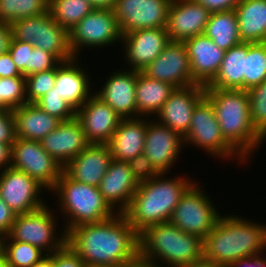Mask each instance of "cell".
Wrapping results in <instances>:
<instances>
[{"label": "cell", "mask_w": 266, "mask_h": 267, "mask_svg": "<svg viewBox=\"0 0 266 267\" xmlns=\"http://www.w3.org/2000/svg\"><path fill=\"white\" fill-rule=\"evenodd\" d=\"M16 139L13 110L0 111V142L14 143Z\"/></svg>", "instance_id": "cell-45"}, {"label": "cell", "mask_w": 266, "mask_h": 267, "mask_svg": "<svg viewBox=\"0 0 266 267\" xmlns=\"http://www.w3.org/2000/svg\"><path fill=\"white\" fill-rule=\"evenodd\" d=\"M49 0H0V23L10 25L16 20L48 12Z\"/></svg>", "instance_id": "cell-34"}, {"label": "cell", "mask_w": 266, "mask_h": 267, "mask_svg": "<svg viewBox=\"0 0 266 267\" xmlns=\"http://www.w3.org/2000/svg\"><path fill=\"white\" fill-rule=\"evenodd\" d=\"M33 48L31 43L11 40L8 49L12 60L24 77L27 76V65H29L30 51Z\"/></svg>", "instance_id": "cell-42"}, {"label": "cell", "mask_w": 266, "mask_h": 267, "mask_svg": "<svg viewBox=\"0 0 266 267\" xmlns=\"http://www.w3.org/2000/svg\"><path fill=\"white\" fill-rule=\"evenodd\" d=\"M247 42L225 51L220 69L205 89H242L245 90V66Z\"/></svg>", "instance_id": "cell-30"}, {"label": "cell", "mask_w": 266, "mask_h": 267, "mask_svg": "<svg viewBox=\"0 0 266 267\" xmlns=\"http://www.w3.org/2000/svg\"><path fill=\"white\" fill-rule=\"evenodd\" d=\"M1 99L13 110L27 103L25 77L0 78Z\"/></svg>", "instance_id": "cell-40"}, {"label": "cell", "mask_w": 266, "mask_h": 267, "mask_svg": "<svg viewBox=\"0 0 266 267\" xmlns=\"http://www.w3.org/2000/svg\"><path fill=\"white\" fill-rule=\"evenodd\" d=\"M2 254V237L0 236V255Z\"/></svg>", "instance_id": "cell-58"}, {"label": "cell", "mask_w": 266, "mask_h": 267, "mask_svg": "<svg viewBox=\"0 0 266 267\" xmlns=\"http://www.w3.org/2000/svg\"><path fill=\"white\" fill-rule=\"evenodd\" d=\"M128 164L133 176L138 180L139 183L159 175V173L152 166L151 161L144 153L137 155L133 159H130Z\"/></svg>", "instance_id": "cell-43"}, {"label": "cell", "mask_w": 266, "mask_h": 267, "mask_svg": "<svg viewBox=\"0 0 266 267\" xmlns=\"http://www.w3.org/2000/svg\"><path fill=\"white\" fill-rule=\"evenodd\" d=\"M175 89L168 82L152 79L137 71L135 88L136 118L155 116Z\"/></svg>", "instance_id": "cell-29"}, {"label": "cell", "mask_w": 266, "mask_h": 267, "mask_svg": "<svg viewBox=\"0 0 266 267\" xmlns=\"http://www.w3.org/2000/svg\"><path fill=\"white\" fill-rule=\"evenodd\" d=\"M53 267H87V265L68 243H65L53 252Z\"/></svg>", "instance_id": "cell-44"}, {"label": "cell", "mask_w": 266, "mask_h": 267, "mask_svg": "<svg viewBox=\"0 0 266 267\" xmlns=\"http://www.w3.org/2000/svg\"><path fill=\"white\" fill-rule=\"evenodd\" d=\"M184 43L188 50L193 80L207 86L217 75L225 51L205 34L188 38Z\"/></svg>", "instance_id": "cell-24"}, {"label": "cell", "mask_w": 266, "mask_h": 267, "mask_svg": "<svg viewBox=\"0 0 266 267\" xmlns=\"http://www.w3.org/2000/svg\"><path fill=\"white\" fill-rule=\"evenodd\" d=\"M11 167L31 176L49 192L63 172V167L43 149L41 142L20 138L12 144Z\"/></svg>", "instance_id": "cell-12"}, {"label": "cell", "mask_w": 266, "mask_h": 267, "mask_svg": "<svg viewBox=\"0 0 266 267\" xmlns=\"http://www.w3.org/2000/svg\"><path fill=\"white\" fill-rule=\"evenodd\" d=\"M148 119H122L107 144L112 160L128 162L144 150Z\"/></svg>", "instance_id": "cell-27"}, {"label": "cell", "mask_w": 266, "mask_h": 267, "mask_svg": "<svg viewBox=\"0 0 266 267\" xmlns=\"http://www.w3.org/2000/svg\"><path fill=\"white\" fill-rule=\"evenodd\" d=\"M121 39L112 9H93L69 31V47L75 58L83 48L110 47L115 42L122 44Z\"/></svg>", "instance_id": "cell-11"}, {"label": "cell", "mask_w": 266, "mask_h": 267, "mask_svg": "<svg viewBox=\"0 0 266 267\" xmlns=\"http://www.w3.org/2000/svg\"><path fill=\"white\" fill-rule=\"evenodd\" d=\"M138 240L139 255L161 267L162 264L179 267L203 260V239L183 232L171 222L148 226L138 234Z\"/></svg>", "instance_id": "cell-5"}, {"label": "cell", "mask_w": 266, "mask_h": 267, "mask_svg": "<svg viewBox=\"0 0 266 267\" xmlns=\"http://www.w3.org/2000/svg\"><path fill=\"white\" fill-rule=\"evenodd\" d=\"M164 175L159 174L140 182L128 208L123 212L138 234L148 226L169 222L181 196L195 182L191 177L181 175L169 178Z\"/></svg>", "instance_id": "cell-3"}, {"label": "cell", "mask_w": 266, "mask_h": 267, "mask_svg": "<svg viewBox=\"0 0 266 267\" xmlns=\"http://www.w3.org/2000/svg\"><path fill=\"white\" fill-rule=\"evenodd\" d=\"M66 243L87 267H123L139 254L138 233L123 213L71 228Z\"/></svg>", "instance_id": "cell-1"}, {"label": "cell", "mask_w": 266, "mask_h": 267, "mask_svg": "<svg viewBox=\"0 0 266 267\" xmlns=\"http://www.w3.org/2000/svg\"><path fill=\"white\" fill-rule=\"evenodd\" d=\"M182 146L184 139L179 133L149 118L143 153L159 174L170 173Z\"/></svg>", "instance_id": "cell-16"}, {"label": "cell", "mask_w": 266, "mask_h": 267, "mask_svg": "<svg viewBox=\"0 0 266 267\" xmlns=\"http://www.w3.org/2000/svg\"><path fill=\"white\" fill-rule=\"evenodd\" d=\"M0 267H11L8 264L7 259L2 254L0 255Z\"/></svg>", "instance_id": "cell-57"}, {"label": "cell", "mask_w": 266, "mask_h": 267, "mask_svg": "<svg viewBox=\"0 0 266 267\" xmlns=\"http://www.w3.org/2000/svg\"><path fill=\"white\" fill-rule=\"evenodd\" d=\"M228 215H221L203 239L204 260L227 267L243 257L266 252V224Z\"/></svg>", "instance_id": "cell-2"}, {"label": "cell", "mask_w": 266, "mask_h": 267, "mask_svg": "<svg viewBox=\"0 0 266 267\" xmlns=\"http://www.w3.org/2000/svg\"><path fill=\"white\" fill-rule=\"evenodd\" d=\"M210 15L205 6L193 0H172L166 26L170 41L184 42L204 34Z\"/></svg>", "instance_id": "cell-20"}, {"label": "cell", "mask_w": 266, "mask_h": 267, "mask_svg": "<svg viewBox=\"0 0 266 267\" xmlns=\"http://www.w3.org/2000/svg\"><path fill=\"white\" fill-rule=\"evenodd\" d=\"M60 63L61 62L52 53L34 47L30 51L29 65H27V76L55 69Z\"/></svg>", "instance_id": "cell-41"}, {"label": "cell", "mask_w": 266, "mask_h": 267, "mask_svg": "<svg viewBox=\"0 0 266 267\" xmlns=\"http://www.w3.org/2000/svg\"><path fill=\"white\" fill-rule=\"evenodd\" d=\"M88 0H49L52 18L68 32L93 10Z\"/></svg>", "instance_id": "cell-33"}, {"label": "cell", "mask_w": 266, "mask_h": 267, "mask_svg": "<svg viewBox=\"0 0 266 267\" xmlns=\"http://www.w3.org/2000/svg\"><path fill=\"white\" fill-rule=\"evenodd\" d=\"M12 144L0 142V171L11 167L12 162Z\"/></svg>", "instance_id": "cell-50"}, {"label": "cell", "mask_w": 266, "mask_h": 267, "mask_svg": "<svg viewBox=\"0 0 266 267\" xmlns=\"http://www.w3.org/2000/svg\"><path fill=\"white\" fill-rule=\"evenodd\" d=\"M89 144H108L122 118L95 93L76 110Z\"/></svg>", "instance_id": "cell-18"}, {"label": "cell", "mask_w": 266, "mask_h": 267, "mask_svg": "<svg viewBox=\"0 0 266 267\" xmlns=\"http://www.w3.org/2000/svg\"><path fill=\"white\" fill-rule=\"evenodd\" d=\"M35 104L47 114L55 116L62 121L75 118L76 110L64 99L60 98L54 87L37 100Z\"/></svg>", "instance_id": "cell-39"}, {"label": "cell", "mask_w": 266, "mask_h": 267, "mask_svg": "<svg viewBox=\"0 0 266 267\" xmlns=\"http://www.w3.org/2000/svg\"><path fill=\"white\" fill-rule=\"evenodd\" d=\"M23 76L16 67L10 53L7 51L0 55V78Z\"/></svg>", "instance_id": "cell-47"}, {"label": "cell", "mask_w": 266, "mask_h": 267, "mask_svg": "<svg viewBox=\"0 0 266 267\" xmlns=\"http://www.w3.org/2000/svg\"><path fill=\"white\" fill-rule=\"evenodd\" d=\"M128 69L141 71L162 53L170 42L166 28H147L122 35Z\"/></svg>", "instance_id": "cell-19"}, {"label": "cell", "mask_w": 266, "mask_h": 267, "mask_svg": "<svg viewBox=\"0 0 266 267\" xmlns=\"http://www.w3.org/2000/svg\"><path fill=\"white\" fill-rule=\"evenodd\" d=\"M112 161L107 144H89L63 170L74 180L98 187Z\"/></svg>", "instance_id": "cell-25"}, {"label": "cell", "mask_w": 266, "mask_h": 267, "mask_svg": "<svg viewBox=\"0 0 266 267\" xmlns=\"http://www.w3.org/2000/svg\"><path fill=\"white\" fill-rule=\"evenodd\" d=\"M94 9H113L116 0H88Z\"/></svg>", "instance_id": "cell-53"}, {"label": "cell", "mask_w": 266, "mask_h": 267, "mask_svg": "<svg viewBox=\"0 0 266 267\" xmlns=\"http://www.w3.org/2000/svg\"><path fill=\"white\" fill-rule=\"evenodd\" d=\"M250 119L257 133L266 139V80L247 90Z\"/></svg>", "instance_id": "cell-37"}, {"label": "cell", "mask_w": 266, "mask_h": 267, "mask_svg": "<svg viewBox=\"0 0 266 267\" xmlns=\"http://www.w3.org/2000/svg\"><path fill=\"white\" fill-rule=\"evenodd\" d=\"M16 138L41 141L54 131L62 120L47 114L35 103H26L13 109Z\"/></svg>", "instance_id": "cell-28"}, {"label": "cell", "mask_w": 266, "mask_h": 267, "mask_svg": "<svg viewBox=\"0 0 266 267\" xmlns=\"http://www.w3.org/2000/svg\"><path fill=\"white\" fill-rule=\"evenodd\" d=\"M2 255L11 267H31L46 254L29 243L2 240Z\"/></svg>", "instance_id": "cell-36"}, {"label": "cell", "mask_w": 266, "mask_h": 267, "mask_svg": "<svg viewBox=\"0 0 266 267\" xmlns=\"http://www.w3.org/2000/svg\"><path fill=\"white\" fill-rule=\"evenodd\" d=\"M179 267H221V266L203 259L202 261L190 263L188 265H183V266H179Z\"/></svg>", "instance_id": "cell-55"}, {"label": "cell", "mask_w": 266, "mask_h": 267, "mask_svg": "<svg viewBox=\"0 0 266 267\" xmlns=\"http://www.w3.org/2000/svg\"><path fill=\"white\" fill-rule=\"evenodd\" d=\"M205 6L211 13L229 11L236 8L240 0H193Z\"/></svg>", "instance_id": "cell-48"}, {"label": "cell", "mask_w": 266, "mask_h": 267, "mask_svg": "<svg viewBox=\"0 0 266 267\" xmlns=\"http://www.w3.org/2000/svg\"><path fill=\"white\" fill-rule=\"evenodd\" d=\"M266 80V42H247L245 90Z\"/></svg>", "instance_id": "cell-35"}, {"label": "cell", "mask_w": 266, "mask_h": 267, "mask_svg": "<svg viewBox=\"0 0 266 267\" xmlns=\"http://www.w3.org/2000/svg\"><path fill=\"white\" fill-rule=\"evenodd\" d=\"M205 97L214 107L224 139L249 161L264 139L251 122L247 90L205 89Z\"/></svg>", "instance_id": "cell-4"}, {"label": "cell", "mask_w": 266, "mask_h": 267, "mask_svg": "<svg viewBox=\"0 0 266 267\" xmlns=\"http://www.w3.org/2000/svg\"><path fill=\"white\" fill-rule=\"evenodd\" d=\"M57 67L25 77L27 103H35L56 83Z\"/></svg>", "instance_id": "cell-38"}, {"label": "cell", "mask_w": 266, "mask_h": 267, "mask_svg": "<svg viewBox=\"0 0 266 267\" xmlns=\"http://www.w3.org/2000/svg\"><path fill=\"white\" fill-rule=\"evenodd\" d=\"M138 186L139 182L133 176L128 162L112 160L98 188L109 206L116 213H123Z\"/></svg>", "instance_id": "cell-22"}, {"label": "cell", "mask_w": 266, "mask_h": 267, "mask_svg": "<svg viewBox=\"0 0 266 267\" xmlns=\"http://www.w3.org/2000/svg\"><path fill=\"white\" fill-rule=\"evenodd\" d=\"M52 192L58 198L56 203L59 205V212H62L66 221L63 224L66 233L78 225L99 223L117 214L104 200L98 187L78 182L64 170L56 186L50 191Z\"/></svg>", "instance_id": "cell-6"}, {"label": "cell", "mask_w": 266, "mask_h": 267, "mask_svg": "<svg viewBox=\"0 0 266 267\" xmlns=\"http://www.w3.org/2000/svg\"><path fill=\"white\" fill-rule=\"evenodd\" d=\"M9 26L12 40L31 43L52 53L60 62L75 58L69 47V32L52 18L49 11L16 20Z\"/></svg>", "instance_id": "cell-7"}, {"label": "cell", "mask_w": 266, "mask_h": 267, "mask_svg": "<svg viewBox=\"0 0 266 267\" xmlns=\"http://www.w3.org/2000/svg\"><path fill=\"white\" fill-rule=\"evenodd\" d=\"M11 40L12 34L10 26L0 23V55L8 51Z\"/></svg>", "instance_id": "cell-51"}, {"label": "cell", "mask_w": 266, "mask_h": 267, "mask_svg": "<svg viewBox=\"0 0 266 267\" xmlns=\"http://www.w3.org/2000/svg\"><path fill=\"white\" fill-rule=\"evenodd\" d=\"M42 190L47 189L23 171L12 167L0 171V198L16 214L33 212L45 206Z\"/></svg>", "instance_id": "cell-14"}, {"label": "cell", "mask_w": 266, "mask_h": 267, "mask_svg": "<svg viewBox=\"0 0 266 267\" xmlns=\"http://www.w3.org/2000/svg\"><path fill=\"white\" fill-rule=\"evenodd\" d=\"M51 210L46 204L36 211L17 214L8 234L2 240L29 243L45 254L60 249L66 243L67 235L64 229L57 234V215L54 216Z\"/></svg>", "instance_id": "cell-8"}, {"label": "cell", "mask_w": 266, "mask_h": 267, "mask_svg": "<svg viewBox=\"0 0 266 267\" xmlns=\"http://www.w3.org/2000/svg\"><path fill=\"white\" fill-rule=\"evenodd\" d=\"M184 146L190 144L204 150L214 158L238 160L241 165L245 164V159L224 139L219 123L216 118L212 103L204 97L195 107L190 129L183 137Z\"/></svg>", "instance_id": "cell-9"}, {"label": "cell", "mask_w": 266, "mask_h": 267, "mask_svg": "<svg viewBox=\"0 0 266 267\" xmlns=\"http://www.w3.org/2000/svg\"><path fill=\"white\" fill-rule=\"evenodd\" d=\"M40 142L43 149L63 168L89 145L81 124L76 118L62 121Z\"/></svg>", "instance_id": "cell-23"}, {"label": "cell", "mask_w": 266, "mask_h": 267, "mask_svg": "<svg viewBox=\"0 0 266 267\" xmlns=\"http://www.w3.org/2000/svg\"><path fill=\"white\" fill-rule=\"evenodd\" d=\"M141 72L152 79L170 83L175 88L197 84L192 78L188 50L184 42L170 41Z\"/></svg>", "instance_id": "cell-15"}, {"label": "cell", "mask_w": 266, "mask_h": 267, "mask_svg": "<svg viewBox=\"0 0 266 267\" xmlns=\"http://www.w3.org/2000/svg\"><path fill=\"white\" fill-rule=\"evenodd\" d=\"M78 59L61 62L57 66L54 86L60 98L64 99L75 110L79 109L95 92L90 87L95 83H92L88 70L81 67L82 64Z\"/></svg>", "instance_id": "cell-26"}, {"label": "cell", "mask_w": 266, "mask_h": 267, "mask_svg": "<svg viewBox=\"0 0 266 267\" xmlns=\"http://www.w3.org/2000/svg\"><path fill=\"white\" fill-rule=\"evenodd\" d=\"M16 213L0 198V236L5 237L13 222Z\"/></svg>", "instance_id": "cell-46"}, {"label": "cell", "mask_w": 266, "mask_h": 267, "mask_svg": "<svg viewBox=\"0 0 266 267\" xmlns=\"http://www.w3.org/2000/svg\"><path fill=\"white\" fill-rule=\"evenodd\" d=\"M172 0H116L113 6L121 35L147 28H166Z\"/></svg>", "instance_id": "cell-13"}, {"label": "cell", "mask_w": 266, "mask_h": 267, "mask_svg": "<svg viewBox=\"0 0 266 267\" xmlns=\"http://www.w3.org/2000/svg\"><path fill=\"white\" fill-rule=\"evenodd\" d=\"M112 74V75H111ZM108 75L95 94L107 103L122 119L136 118L135 88L137 71L124 67Z\"/></svg>", "instance_id": "cell-21"}, {"label": "cell", "mask_w": 266, "mask_h": 267, "mask_svg": "<svg viewBox=\"0 0 266 267\" xmlns=\"http://www.w3.org/2000/svg\"><path fill=\"white\" fill-rule=\"evenodd\" d=\"M204 97L205 86L201 84L175 88L155 120L184 137L190 129L193 111Z\"/></svg>", "instance_id": "cell-17"}, {"label": "cell", "mask_w": 266, "mask_h": 267, "mask_svg": "<svg viewBox=\"0 0 266 267\" xmlns=\"http://www.w3.org/2000/svg\"><path fill=\"white\" fill-rule=\"evenodd\" d=\"M204 34L224 51L241 43L235 10L212 12Z\"/></svg>", "instance_id": "cell-32"}, {"label": "cell", "mask_w": 266, "mask_h": 267, "mask_svg": "<svg viewBox=\"0 0 266 267\" xmlns=\"http://www.w3.org/2000/svg\"><path fill=\"white\" fill-rule=\"evenodd\" d=\"M123 267H161L155 261L145 259L139 254L133 259L128 261Z\"/></svg>", "instance_id": "cell-52"}, {"label": "cell", "mask_w": 266, "mask_h": 267, "mask_svg": "<svg viewBox=\"0 0 266 267\" xmlns=\"http://www.w3.org/2000/svg\"><path fill=\"white\" fill-rule=\"evenodd\" d=\"M198 184L194 182L181 196L169 222L183 232L204 239L214 228L221 213L212 203L210 195L207 196Z\"/></svg>", "instance_id": "cell-10"}, {"label": "cell", "mask_w": 266, "mask_h": 267, "mask_svg": "<svg viewBox=\"0 0 266 267\" xmlns=\"http://www.w3.org/2000/svg\"><path fill=\"white\" fill-rule=\"evenodd\" d=\"M12 110L2 99H1V83H0V111Z\"/></svg>", "instance_id": "cell-56"}, {"label": "cell", "mask_w": 266, "mask_h": 267, "mask_svg": "<svg viewBox=\"0 0 266 267\" xmlns=\"http://www.w3.org/2000/svg\"><path fill=\"white\" fill-rule=\"evenodd\" d=\"M31 267H53V253L46 254Z\"/></svg>", "instance_id": "cell-54"}, {"label": "cell", "mask_w": 266, "mask_h": 267, "mask_svg": "<svg viewBox=\"0 0 266 267\" xmlns=\"http://www.w3.org/2000/svg\"><path fill=\"white\" fill-rule=\"evenodd\" d=\"M227 267H266V258L263 253L262 255L243 257L231 262Z\"/></svg>", "instance_id": "cell-49"}, {"label": "cell", "mask_w": 266, "mask_h": 267, "mask_svg": "<svg viewBox=\"0 0 266 267\" xmlns=\"http://www.w3.org/2000/svg\"><path fill=\"white\" fill-rule=\"evenodd\" d=\"M242 42H266V0H240L234 9Z\"/></svg>", "instance_id": "cell-31"}]
</instances>
